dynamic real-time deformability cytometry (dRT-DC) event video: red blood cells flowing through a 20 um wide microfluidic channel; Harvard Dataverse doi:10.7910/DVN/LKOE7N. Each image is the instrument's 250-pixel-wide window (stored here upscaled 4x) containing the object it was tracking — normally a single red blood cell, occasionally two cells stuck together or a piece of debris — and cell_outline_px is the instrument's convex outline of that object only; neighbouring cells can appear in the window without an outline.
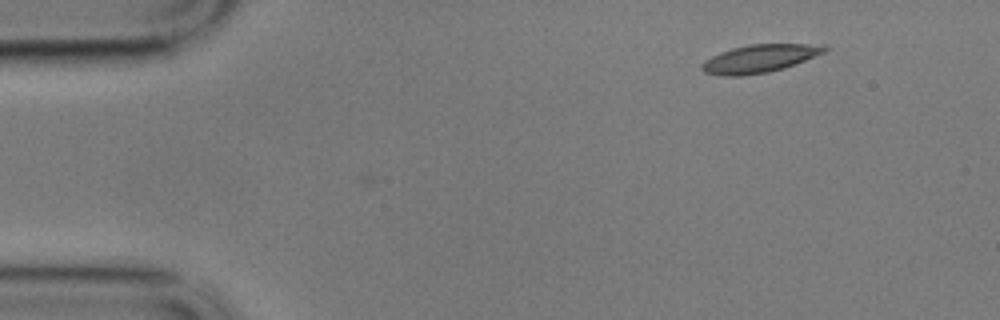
{"species": "common noctule bat (a hibernating species)", "species_latin": "Nyctalus noctula", "temperature_condition": "cold", "stored_images_in_passage": 3, "camera_frame_rate_fps": 3000, "um_per_image_px": 0.085, "animal": {"sex": "male", "body_mass_g": 17.9}, "frame": {"image": 1, "passage_image": 3, "time_ms": 0.667, "image_size_px": [1000, 320], "cell_outline_px": [[828, 48], [824, 52], [784, 68], [768, 72], [740, 76], [724, 76], [704, 72], [700, 68], [700, 64], [704, 60], [720, 52], [732, 48], [748, 44], [824, 44]], "centroid_in_image_um": [64.52, 4.97], "position_along_channel_um": 20.5, "area_um2": 19.94}}